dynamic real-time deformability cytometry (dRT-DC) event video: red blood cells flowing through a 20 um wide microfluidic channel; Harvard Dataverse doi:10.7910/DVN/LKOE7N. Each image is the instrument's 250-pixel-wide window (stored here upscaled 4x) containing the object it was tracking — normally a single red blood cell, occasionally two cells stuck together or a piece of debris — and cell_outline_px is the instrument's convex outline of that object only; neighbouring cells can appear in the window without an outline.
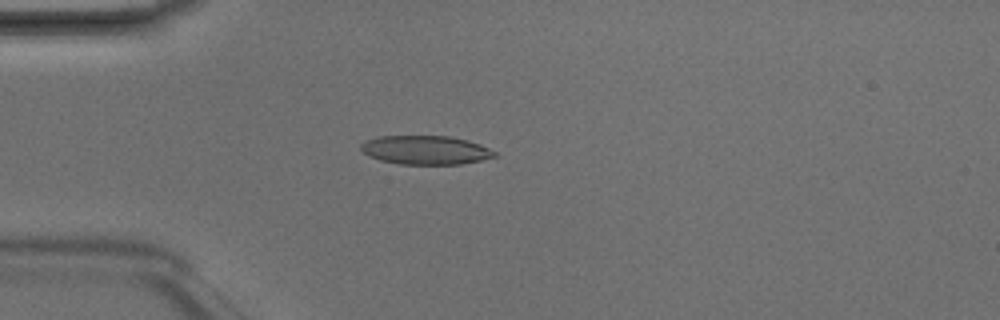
{"species": "Egyptian fruit bat (a non-hibernating species)", "species_latin": "Rousettus aegyptiacus", "temperature_condition": "room temperature", "stored_images_in_passage": 5, "camera_frame_rate_fps": 3000, "um_per_image_px": 0.085, "animal": {"sex": "male"}, "frame": {"image": 1, "passage_image": 4, "time_ms": 1.0, "image_size_px": [1000, 320], "cell_outline_px": [[496, 156], [480, 160], [460, 164], [400, 164], [380, 160], [368, 156], [360, 148], [360, 144], [364, 140], [376, 136], [448, 136], [468, 140], [480, 144], [496, 152]], "centroid_in_image_um": [36.13, 12.74], "position_along_channel_um": 48.9, "area_um2": 22.48}}